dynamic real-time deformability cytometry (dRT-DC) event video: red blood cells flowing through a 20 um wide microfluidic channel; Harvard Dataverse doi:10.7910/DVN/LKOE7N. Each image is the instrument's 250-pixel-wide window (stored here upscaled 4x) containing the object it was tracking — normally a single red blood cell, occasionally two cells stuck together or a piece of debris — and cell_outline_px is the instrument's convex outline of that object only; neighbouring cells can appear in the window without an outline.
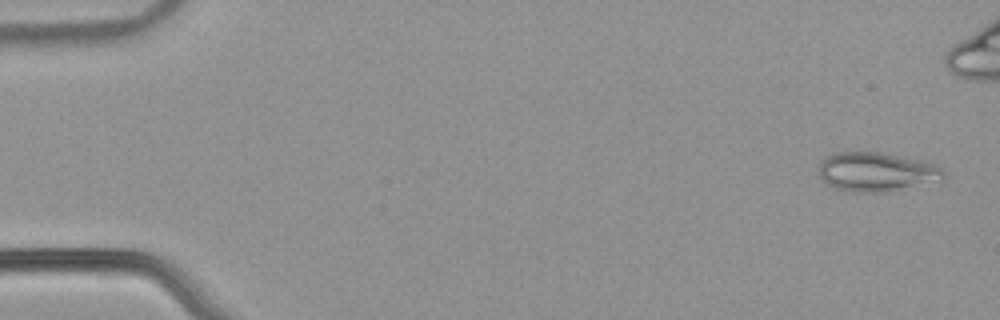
{"species": "common noctule bat (a hibernating species)", "species_latin": "Nyctalus noctula", "temperature_condition": "warm", "stored_images_in_passage": 47, "camera_frame_rate_fps": 3000, "um_per_image_px": 0.085, "animal": {"sex": "male", "body_mass_g": 21.5, "forearm_length_mm": 52.0}, "frame": {"image": 1, "passage_image": 2, "time_ms": 0.333, "image_size_px": [1000, 320], "cell_outline_px": [[944, 176], [940, 180], [884, 192], [856, 192], [836, 188], [828, 184], [820, 176], [816, 168], [820, 160], [824, 156], [832, 152], [880, 152], [924, 160], [936, 164], [944, 172]], "centroid_in_image_um": [74.44, 14.58], "position_along_channel_um": 10.6, "area_um2": 28.55}}
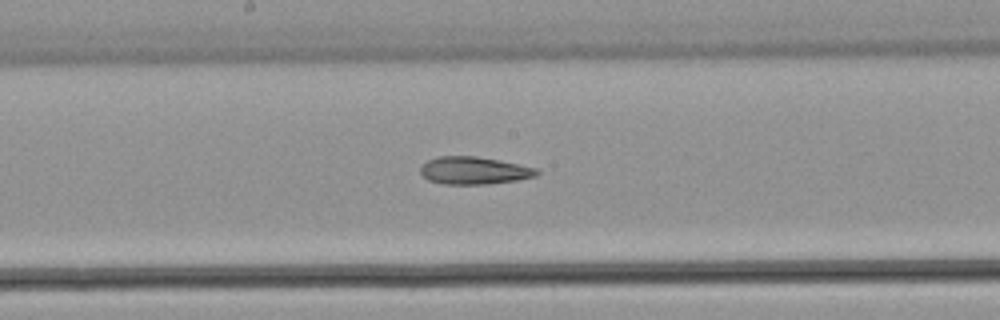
{"frame": {"image": 2, "passage_image": 29, "time_ms": 9.333, "image_size_px": [1000, 320], "cell_outline_px": [[540, 172], [536, 176], [516, 180], [488, 184], [444, 184], [428, 180], [420, 172], [420, 168], [428, 160], [436, 156], [476, 156], [536, 168]], "centroid_in_image_um": [40.26, 14.5], "position_along_channel_um": 207.9, "area_um2": 18.44}}
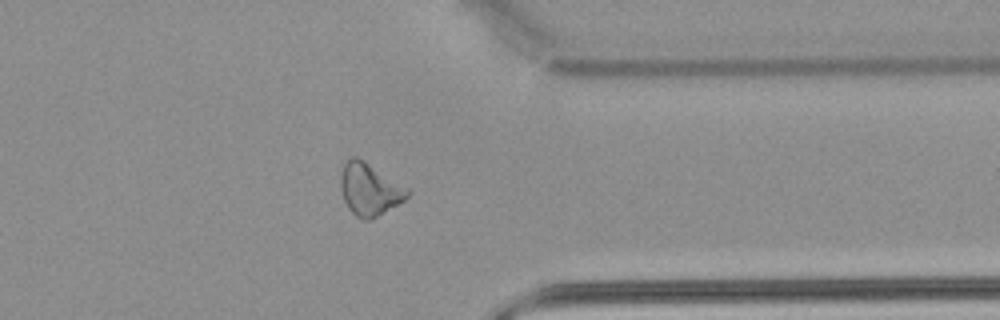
{"frame": {"image": 3, "passage_image": 43, "time_ms": 14.0, "image_size_px": [1000, 320], "cell_outline_px": [[408, 196], [404, 200], [376, 216], [368, 220], [364, 220], [356, 216], [348, 208], [344, 200], [340, 188], [340, 176], [344, 164], [352, 156], [356, 156], [408, 188]], "centroid_in_image_um": [31.37, 16.09], "position_along_channel_um": 380.0, "area_um2": 19.83}}